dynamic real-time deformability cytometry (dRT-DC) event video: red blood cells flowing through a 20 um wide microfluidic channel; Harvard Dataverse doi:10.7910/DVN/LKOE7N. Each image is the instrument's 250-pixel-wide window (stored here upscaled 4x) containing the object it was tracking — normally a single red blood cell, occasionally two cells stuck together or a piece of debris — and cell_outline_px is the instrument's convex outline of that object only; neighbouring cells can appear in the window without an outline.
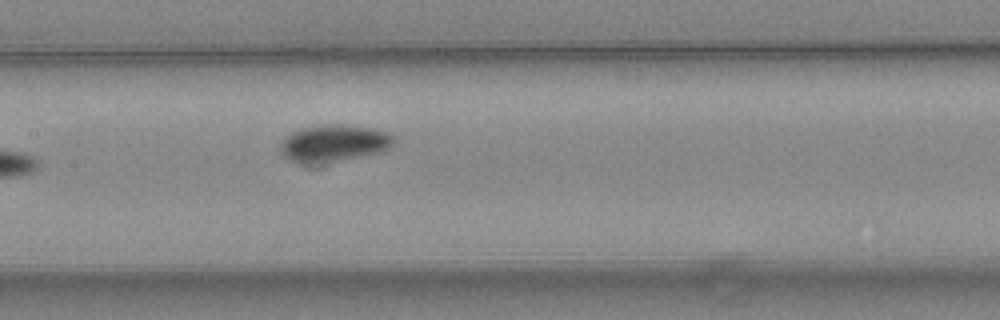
{"species": "common noctule bat (a hibernating species)", "species_latin": "Nyctalus noctula", "temperature_condition": "warm", "stored_images_in_passage": 8, "camera_frame_rate_fps": 3000, "um_per_image_px": 0.085, "animal": {"sex": "female", "body_mass_g": 24.6, "forearm_length_mm": 56.2}, "frame": {"image": 1, "passage_image": 8, "time_ms": 2.333, "image_size_px": [1000, 320], "cell_outline_px": [[396, 140], [388, 148], [380, 152], [320, 164], [300, 164], [284, 156], [280, 152], [280, 144], [284, 136], [300, 128], [320, 124], [336, 124], [372, 128], [388, 132], [396, 136]], "centroid_in_image_um": [28.34, 12.17], "position_along_channel_um": 179.1, "area_um2": 24.74}}